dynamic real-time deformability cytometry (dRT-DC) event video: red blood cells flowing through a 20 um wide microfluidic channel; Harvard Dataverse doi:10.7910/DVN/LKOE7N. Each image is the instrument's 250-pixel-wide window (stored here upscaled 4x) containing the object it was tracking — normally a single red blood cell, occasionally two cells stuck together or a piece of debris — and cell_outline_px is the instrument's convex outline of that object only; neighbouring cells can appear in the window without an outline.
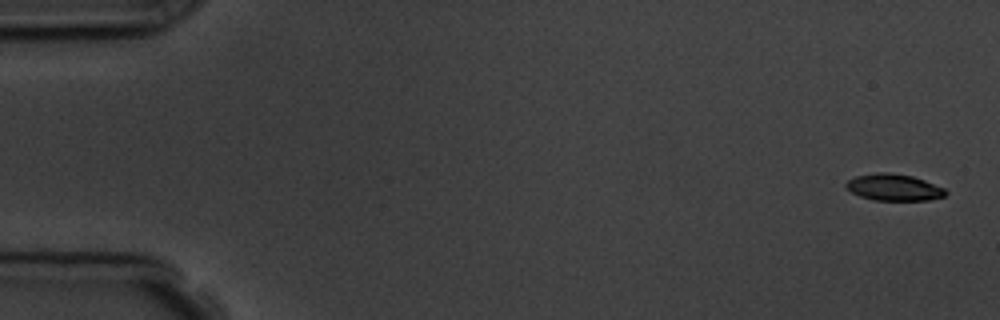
{"species": "common noctule bat (a hibernating species)", "species_latin": "Nyctalus noctula", "temperature_condition": "room temperature", "stored_images_in_passage": 5, "camera_frame_rate_fps": 3000, "um_per_image_px": 0.085, "animal": {"sex": "male", "body_mass_g": 19.5, "forearm_length_mm": 54.6}, "frame": {"image": 1, "passage_image": 1, "time_ms": 0.0, "image_size_px": [1000, 320], "cell_outline_px": [[948, 192], [944, 196], [928, 200], [872, 200], [860, 196], [852, 192], [844, 184], [848, 180], [856, 176], [880, 172], [888, 172], [912, 176], [924, 180], [944, 188]], "centroid_in_image_um": [75.98, 15.92], "position_along_channel_um": 9.0, "area_um2": 15.32}}
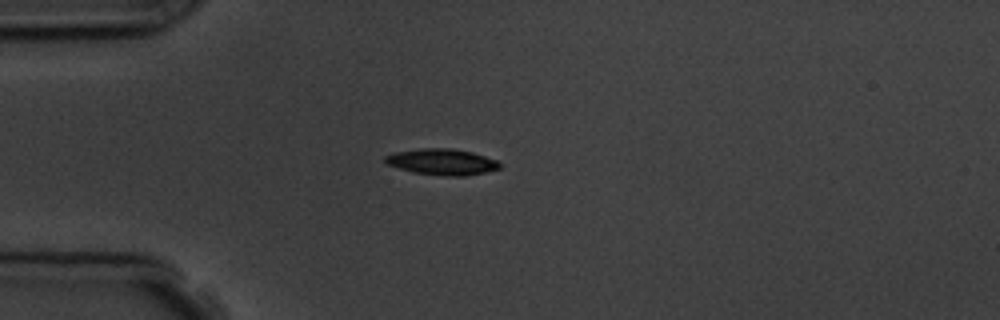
{"frame": {"image": 2, "passage_image": 5, "time_ms": 4.333, "image_size_px": [1000, 320], "cell_outline_px": [[500, 168], [484, 172], [464, 176], [444, 176], [412, 172], [384, 164], [384, 156], [396, 152], [420, 148], [452, 148], [472, 152], [496, 160], [500, 164]], "centroid_in_image_um": [37.51, 13.76], "position_along_channel_um": 47.5, "area_um2": 17.46}}